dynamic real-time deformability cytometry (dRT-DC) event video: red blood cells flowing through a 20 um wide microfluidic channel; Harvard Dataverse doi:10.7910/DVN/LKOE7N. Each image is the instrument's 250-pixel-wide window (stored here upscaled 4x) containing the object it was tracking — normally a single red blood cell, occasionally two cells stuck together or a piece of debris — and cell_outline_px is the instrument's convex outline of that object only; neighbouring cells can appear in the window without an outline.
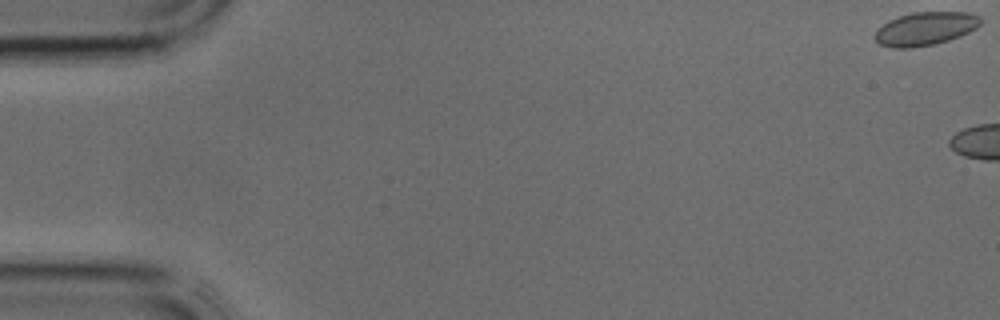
{"species": "common noctule bat (a hibernating species)", "species_latin": "Nyctalus noctula", "temperature_condition": "cold", "stored_images_in_passage": 1, "camera_frame_rate_fps": 3000, "um_per_image_px": 0.085, "animal": {"sex": "male", "body_mass_g": 17.9, "forearm_length_mm": 54.2}, "frame": {"image": 1, "passage_image": 1, "time_ms": 0.0, "image_size_px": [1000, 320], "cell_outline_px": [[984, 20], [976, 28], [960, 36], [936, 44], [912, 48], [892, 48], [880, 44], [872, 36], [888, 20], [912, 12], [968, 12], [980, 16]], "centroid_in_image_um": [78.67, 2.44], "position_along_channel_um": 6.3, "area_um2": 20.63}}